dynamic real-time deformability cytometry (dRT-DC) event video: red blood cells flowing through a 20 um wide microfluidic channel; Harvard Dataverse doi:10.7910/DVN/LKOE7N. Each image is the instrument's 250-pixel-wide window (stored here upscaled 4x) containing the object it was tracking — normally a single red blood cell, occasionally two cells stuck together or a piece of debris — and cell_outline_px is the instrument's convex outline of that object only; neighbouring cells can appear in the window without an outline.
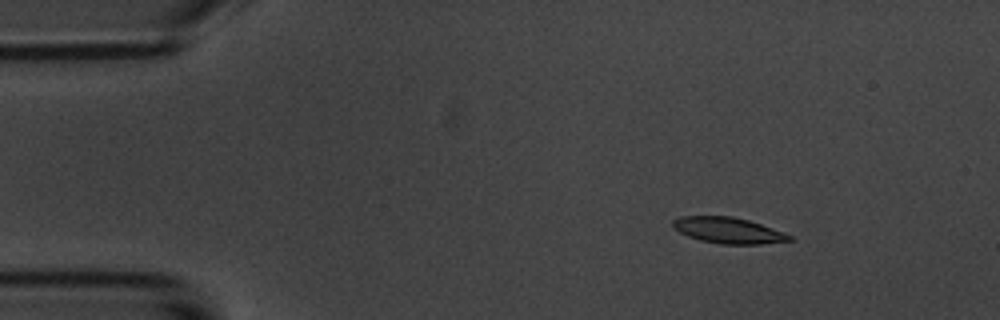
{"species": "common noctule bat (a hibernating species)", "species_latin": "Nyctalus noctula", "temperature_condition": "room temperature", "stored_images_in_passage": 5, "camera_frame_rate_fps": 3000, "um_per_image_px": 0.085, "animal": {"sex": "male", "body_mass_g": 20.1, "forearm_length_mm": 53.5}, "frame": {"image": 1, "passage_image": 3, "time_ms": 2.333, "image_size_px": [1000, 320], "cell_outline_px": [[796, 240], [760, 244], [720, 244], [700, 240], [688, 236], [672, 228], [672, 220], [680, 216], [732, 216], [748, 220], [784, 232], [792, 236]], "centroid_in_image_um": [61.9, 19.58], "position_along_channel_um": 23.1, "area_um2": 17.74}}
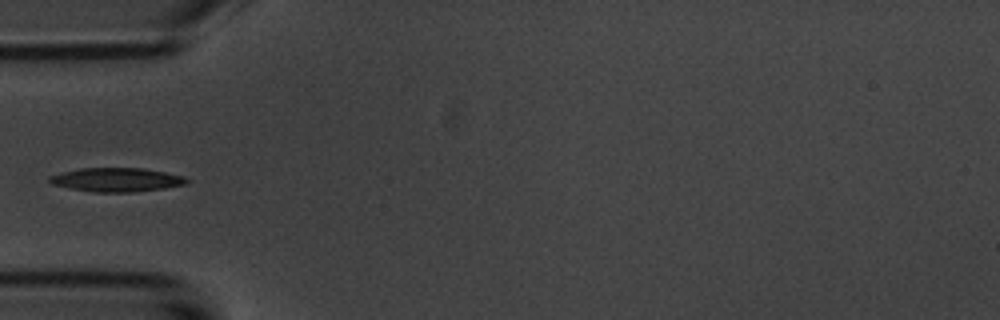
{"frame": {"image": 2, "passage_image": 5, "time_ms": 5.667, "image_size_px": [1000, 320], "cell_outline_px": [[192, 180], [188, 184], [164, 188], [136, 192], [92, 192], [52, 184], [48, 180], [48, 176], [80, 168], [144, 168], [184, 176]], "centroid_in_image_um": [9.97, 15.28], "position_along_channel_um": 75.0, "area_um2": 19.13}}